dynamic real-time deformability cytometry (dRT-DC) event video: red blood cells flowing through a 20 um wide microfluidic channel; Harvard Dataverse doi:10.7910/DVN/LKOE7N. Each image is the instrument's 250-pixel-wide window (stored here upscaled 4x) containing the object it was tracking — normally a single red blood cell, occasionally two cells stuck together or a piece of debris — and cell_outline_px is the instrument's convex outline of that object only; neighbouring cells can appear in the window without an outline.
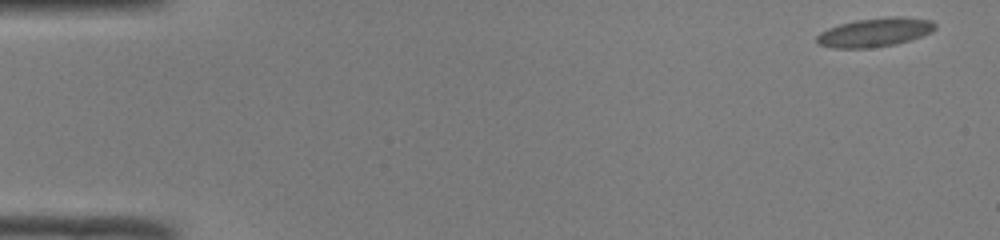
{"species": "common noctule bat (a hibernating species)", "species_latin": "Nyctalus noctula", "temperature_condition": "room temperature", "stored_images_in_passage": 9, "camera_frame_rate_fps": 3000, "um_per_image_px": 0.085, "animal": {"sex": "male", "body_mass_g": 19.0, "forearm_length_mm": 50.8}, "frame": {"image": 1, "passage_image": 1, "time_ms": 0.0, "image_size_px": [1000, 240], "cell_outline_px": [[936, 28], [932, 32], [896, 44], [868, 48], [832, 48], [816, 44], [816, 36], [820, 32], [828, 28], [840, 24], [856, 20], [892, 16], [900, 16], [932, 20], [936, 24]], "centroid_in_image_um": [74.34, 2.75], "position_along_channel_um": 10.7, "area_um2": 19.94}}